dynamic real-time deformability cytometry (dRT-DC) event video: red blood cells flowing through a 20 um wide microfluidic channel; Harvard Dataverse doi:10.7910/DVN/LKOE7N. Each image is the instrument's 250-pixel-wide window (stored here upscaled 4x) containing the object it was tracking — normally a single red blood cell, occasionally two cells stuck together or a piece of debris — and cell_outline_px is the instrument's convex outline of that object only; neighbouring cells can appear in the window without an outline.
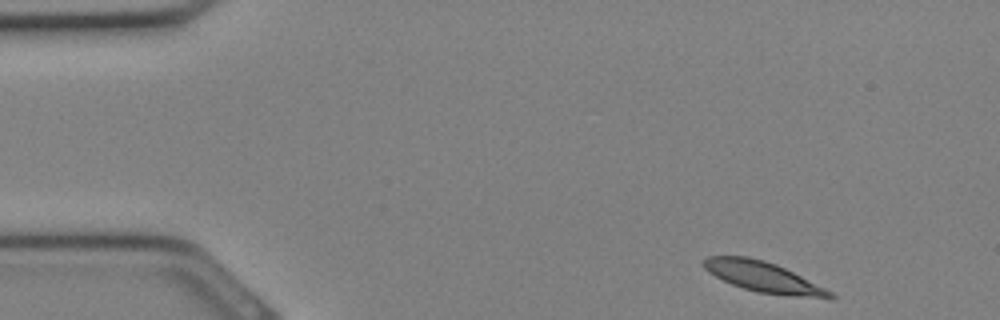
{"species": "Egyptian fruit bat (a non-hibernating species)", "species_latin": "Rousettus aegyptiacus", "temperature_condition": "cold", "stored_images_in_passage": 31, "segment_of_instrument_passage": [1, 2], "camera_frame_rate_fps": 3000, "um_per_image_px": 0.085, "animal": {"sex": "female"}, "frame": {"image": 1, "passage_image": 1, "time_ms": 0.0, "image_size_px": [1000, 320], "cell_outline_px": [[836, 296], [832, 300], [760, 292], [744, 288], [732, 284], [708, 272], [704, 268], [704, 260], [708, 256], [748, 256], [764, 260], [776, 264], [832, 292]], "centroid_in_image_um": [64.9, 23.54], "position_along_channel_um": 20.1, "area_um2": 21.96}}
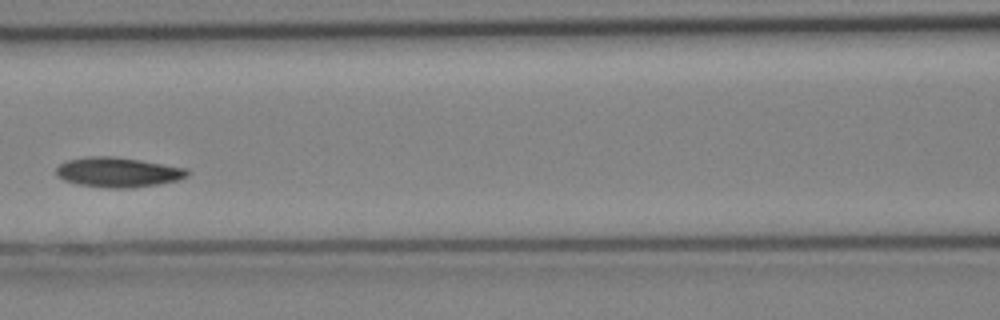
{"frame": {"image": 2, "passage_image": 12, "time_ms": 3.667, "image_size_px": [1000, 320], "cell_outline_px": [[192, 172], [188, 176], [180, 180], [132, 188], [104, 188], [76, 184], [64, 180], [56, 176], [56, 168], [60, 164], [68, 160], [88, 156], [112, 156], [140, 160], [188, 168]], "centroid_in_image_um": [10.05, 14.64], "position_along_channel_um": 156.6, "area_um2": 23.06}}
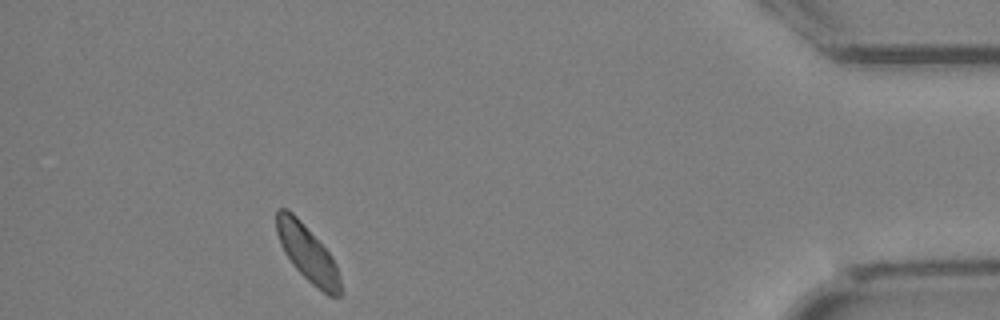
{"frame": {"image": 3, "passage_image": 27, "time_ms": 8.667, "image_size_px": [1000, 320], "cell_outline_px": [[344, 292], [340, 296], [328, 296], [312, 284], [292, 264], [284, 252], [280, 244], [276, 232], [276, 208], [288, 208], [300, 220], [328, 252], [336, 264]], "centroid_in_image_um": [26.14, 21.55], "position_along_channel_um": 409.1, "area_um2": 20.92}}